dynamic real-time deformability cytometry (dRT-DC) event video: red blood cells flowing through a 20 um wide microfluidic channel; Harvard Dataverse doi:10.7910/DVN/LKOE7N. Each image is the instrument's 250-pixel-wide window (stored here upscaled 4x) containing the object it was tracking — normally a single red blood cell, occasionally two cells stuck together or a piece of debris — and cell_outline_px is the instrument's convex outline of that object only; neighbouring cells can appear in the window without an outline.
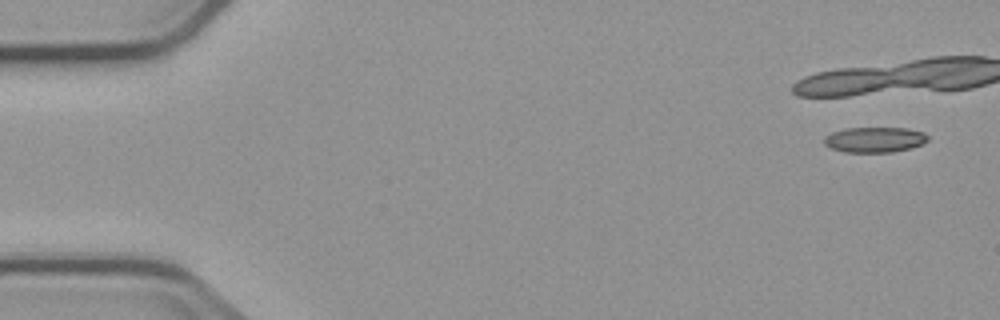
{"species": "common noctule bat (a hibernating species)", "species_latin": "Nyctalus noctula", "temperature_condition": "cold", "stored_images_in_passage": 9, "camera_frame_rate_fps": 3000, "um_per_image_px": 0.085, "animal": {"sex": "male", "body_mass_g": 23.1, "forearm_length_mm": 52.7}, "frame": {"image": 1, "passage_image": 1, "time_ms": 0.0, "image_size_px": [1000, 320], "cell_outline_px": [[928, 140], [912, 148], [892, 152], [844, 152], [832, 148], [824, 144], [824, 136], [832, 132], [844, 128], [908, 128], [924, 132], [928, 136]], "centroid_in_image_um": [74.34, 11.87], "position_along_channel_um": 10.7, "area_um2": 15.37}}